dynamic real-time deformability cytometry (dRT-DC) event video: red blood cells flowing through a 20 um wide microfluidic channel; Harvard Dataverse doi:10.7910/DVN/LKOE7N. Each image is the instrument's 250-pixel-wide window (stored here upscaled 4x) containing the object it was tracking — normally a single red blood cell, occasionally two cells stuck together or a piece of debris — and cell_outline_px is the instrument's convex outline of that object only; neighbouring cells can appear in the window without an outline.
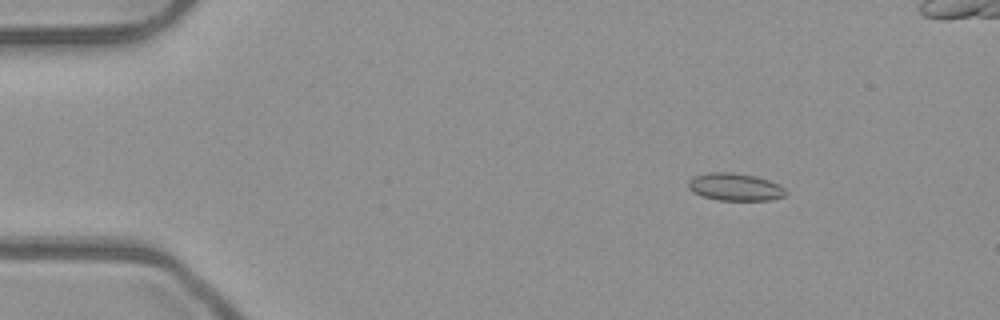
{"species": "common noctule bat (a hibernating species)", "species_latin": "Nyctalus noctula", "temperature_condition": "room temperature", "stored_images_in_passage": 54, "camera_frame_rate_fps": 3000, "um_per_image_px": 0.085, "animal": {"sex": "male", "body_mass_g": 23.1, "forearm_length_mm": 52.7}, "frame": {"image": 1, "passage_image": 8, "time_ms": 2.333, "image_size_px": [1000, 320], "cell_outline_px": [[788, 196], [768, 200], [720, 200], [704, 196], [692, 192], [688, 188], [688, 180], [692, 176], [708, 172], [732, 172], [756, 176], [780, 184], [788, 192]], "centroid_in_image_um": [62.5, 15.88], "position_along_channel_um": 22.5, "area_um2": 15.84}}
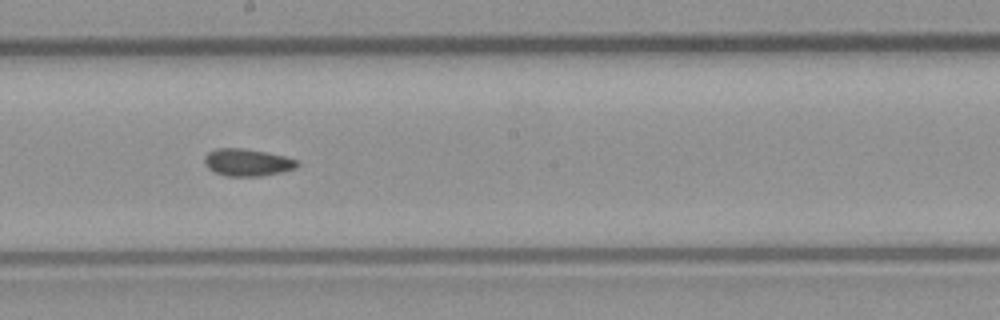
{"frame": {"image": 2, "passage_image": 30, "time_ms": 9.667, "image_size_px": [1000, 320], "cell_outline_px": [[300, 164], [296, 168], [280, 172], [260, 176], [224, 176], [208, 168], [204, 164], [204, 156], [208, 152], [216, 148], [244, 148], [284, 156], [296, 160]], "centroid_in_image_um": [20.99, 13.8], "position_along_channel_um": 227.2, "area_um2": 14.68}}
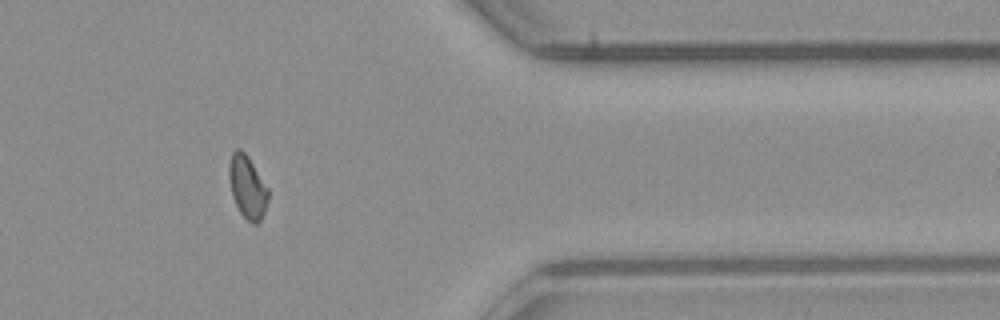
{"frame": {"image": 3, "passage_image": 44, "time_ms": 14.333, "image_size_px": [1000, 320], "cell_outline_px": [[268, 200], [264, 212], [260, 220], [256, 224], [252, 224], [240, 212], [232, 196], [228, 176], [228, 164], [232, 152], [236, 148], [240, 148], [248, 156], [268, 188]], "centroid_in_image_um": [21.01, 15.86], "position_along_channel_um": 390.4, "area_um2": 14.33}, "authors_computed_cell_mechanics": {"area_um2": 14.5656, "velocity_mm_per_s": 3.94, "shape_relaxation_time_tau1_ms": null, "shape_relaxation_time_tau2_ms": 2.621, "deformation_change_tau1": null, "deformation_change_tau2": 0.0587}}